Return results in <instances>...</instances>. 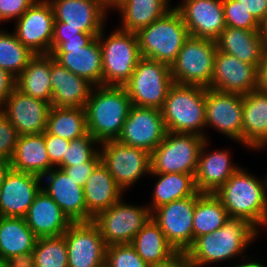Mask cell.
I'll list each match as a JSON object with an SVG mask.
<instances>
[{"label": "cell", "instance_id": "obj_1", "mask_svg": "<svg viewBox=\"0 0 267 267\" xmlns=\"http://www.w3.org/2000/svg\"><path fill=\"white\" fill-rule=\"evenodd\" d=\"M264 178L239 168L214 193L230 218L246 220L258 231L267 226V175Z\"/></svg>", "mask_w": 267, "mask_h": 267}, {"label": "cell", "instance_id": "obj_2", "mask_svg": "<svg viewBox=\"0 0 267 267\" xmlns=\"http://www.w3.org/2000/svg\"><path fill=\"white\" fill-rule=\"evenodd\" d=\"M258 233L246 220L229 218L221 228L197 237L184 254L200 267L217 264L245 253Z\"/></svg>", "mask_w": 267, "mask_h": 267}, {"label": "cell", "instance_id": "obj_3", "mask_svg": "<svg viewBox=\"0 0 267 267\" xmlns=\"http://www.w3.org/2000/svg\"><path fill=\"white\" fill-rule=\"evenodd\" d=\"M131 106L124 86H94L85 105L88 132L99 143L117 140Z\"/></svg>", "mask_w": 267, "mask_h": 267}, {"label": "cell", "instance_id": "obj_4", "mask_svg": "<svg viewBox=\"0 0 267 267\" xmlns=\"http://www.w3.org/2000/svg\"><path fill=\"white\" fill-rule=\"evenodd\" d=\"M205 97L204 87L173 83L161 109L166 130L197 134L208 140L203 132L206 127Z\"/></svg>", "mask_w": 267, "mask_h": 267}, {"label": "cell", "instance_id": "obj_5", "mask_svg": "<svg viewBox=\"0 0 267 267\" xmlns=\"http://www.w3.org/2000/svg\"><path fill=\"white\" fill-rule=\"evenodd\" d=\"M136 34L141 57L169 66L176 60L185 40L190 36L175 7Z\"/></svg>", "mask_w": 267, "mask_h": 267}, {"label": "cell", "instance_id": "obj_6", "mask_svg": "<svg viewBox=\"0 0 267 267\" xmlns=\"http://www.w3.org/2000/svg\"><path fill=\"white\" fill-rule=\"evenodd\" d=\"M104 30L97 36L102 51L103 85L124 86L141 58L137 34L118 27L105 38Z\"/></svg>", "mask_w": 267, "mask_h": 267}, {"label": "cell", "instance_id": "obj_7", "mask_svg": "<svg viewBox=\"0 0 267 267\" xmlns=\"http://www.w3.org/2000/svg\"><path fill=\"white\" fill-rule=\"evenodd\" d=\"M206 138L192 133H166L150 153V173L195 174Z\"/></svg>", "mask_w": 267, "mask_h": 267}, {"label": "cell", "instance_id": "obj_8", "mask_svg": "<svg viewBox=\"0 0 267 267\" xmlns=\"http://www.w3.org/2000/svg\"><path fill=\"white\" fill-rule=\"evenodd\" d=\"M216 51V41L189 36L170 66L173 83L210 88Z\"/></svg>", "mask_w": 267, "mask_h": 267}, {"label": "cell", "instance_id": "obj_9", "mask_svg": "<svg viewBox=\"0 0 267 267\" xmlns=\"http://www.w3.org/2000/svg\"><path fill=\"white\" fill-rule=\"evenodd\" d=\"M172 84L169 65L141 57L124 88L132 105L161 110Z\"/></svg>", "mask_w": 267, "mask_h": 267}, {"label": "cell", "instance_id": "obj_10", "mask_svg": "<svg viewBox=\"0 0 267 267\" xmlns=\"http://www.w3.org/2000/svg\"><path fill=\"white\" fill-rule=\"evenodd\" d=\"M150 219L151 211L146 205H131L120 198L93 218V222L98 226L105 244L110 246L131 244L134 236Z\"/></svg>", "mask_w": 267, "mask_h": 267}, {"label": "cell", "instance_id": "obj_11", "mask_svg": "<svg viewBox=\"0 0 267 267\" xmlns=\"http://www.w3.org/2000/svg\"><path fill=\"white\" fill-rule=\"evenodd\" d=\"M101 163L125 192L145 174H150V154L118 140L100 143Z\"/></svg>", "mask_w": 267, "mask_h": 267}, {"label": "cell", "instance_id": "obj_12", "mask_svg": "<svg viewBox=\"0 0 267 267\" xmlns=\"http://www.w3.org/2000/svg\"><path fill=\"white\" fill-rule=\"evenodd\" d=\"M196 201L197 194L164 204L151 212V218L178 253H185L193 244V213Z\"/></svg>", "mask_w": 267, "mask_h": 267}, {"label": "cell", "instance_id": "obj_13", "mask_svg": "<svg viewBox=\"0 0 267 267\" xmlns=\"http://www.w3.org/2000/svg\"><path fill=\"white\" fill-rule=\"evenodd\" d=\"M54 12L48 0H36L16 20V38L34 54H51Z\"/></svg>", "mask_w": 267, "mask_h": 267}, {"label": "cell", "instance_id": "obj_14", "mask_svg": "<svg viewBox=\"0 0 267 267\" xmlns=\"http://www.w3.org/2000/svg\"><path fill=\"white\" fill-rule=\"evenodd\" d=\"M68 267H105L107 245L93 222H73L63 234Z\"/></svg>", "mask_w": 267, "mask_h": 267}, {"label": "cell", "instance_id": "obj_15", "mask_svg": "<svg viewBox=\"0 0 267 267\" xmlns=\"http://www.w3.org/2000/svg\"><path fill=\"white\" fill-rule=\"evenodd\" d=\"M166 133L160 109L132 105L117 140L150 154Z\"/></svg>", "mask_w": 267, "mask_h": 267}, {"label": "cell", "instance_id": "obj_16", "mask_svg": "<svg viewBox=\"0 0 267 267\" xmlns=\"http://www.w3.org/2000/svg\"><path fill=\"white\" fill-rule=\"evenodd\" d=\"M243 123V95L206 88L205 124L241 142Z\"/></svg>", "mask_w": 267, "mask_h": 267}, {"label": "cell", "instance_id": "obj_17", "mask_svg": "<svg viewBox=\"0 0 267 267\" xmlns=\"http://www.w3.org/2000/svg\"><path fill=\"white\" fill-rule=\"evenodd\" d=\"M54 12V27L78 28L100 34L110 5L104 0H48Z\"/></svg>", "mask_w": 267, "mask_h": 267}, {"label": "cell", "instance_id": "obj_18", "mask_svg": "<svg viewBox=\"0 0 267 267\" xmlns=\"http://www.w3.org/2000/svg\"><path fill=\"white\" fill-rule=\"evenodd\" d=\"M50 108L48 102L25 95L15 88L0 111L22 136L45 132Z\"/></svg>", "mask_w": 267, "mask_h": 267}, {"label": "cell", "instance_id": "obj_19", "mask_svg": "<svg viewBox=\"0 0 267 267\" xmlns=\"http://www.w3.org/2000/svg\"><path fill=\"white\" fill-rule=\"evenodd\" d=\"M41 189L40 176L10 169L0 186V216L25 218Z\"/></svg>", "mask_w": 267, "mask_h": 267}, {"label": "cell", "instance_id": "obj_20", "mask_svg": "<svg viewBox=\"0 0 267 267\" xmlns=\"http://www.w3.org/2000/svg\"><path fill=\"white\" fill-rule=\"evenodd\" d=\"M174 7L190 36L216 41L226 28L222 0H183Z\"/></svg>", "mask_w": 267, "mask_h": 267}, {"label": "cell", "instance_id": "obj_21", "mask_svg": "<svg viewBox=\"0 0 267 267\" xmlns=\"http://www.w3.org/2000/svg\"><path fill=\"white\" fill-rule=\"evenodd\" d=\"M257 67L217 49L210 88L245 95L257 90Z\"/></svg>", "mask_w": 267, "mask_h": 267}, {"label": "cell", "instance_id": "obj_22", "mask_svg": "<svg viewBox=\"0 0 267 267\" xmlns=\"http://www.w3.org/2000/svg\"><path fill=\"white\" fill-rule=\"evenodd\" d=\"M47 179L42 189L58 204L72 222H87V207L83 187L60 168L54 167L41 177Z\"/></svg>", "mask_w": 267, "mask_h": 267}, {"label": "cell", "instance_id": "obj_23", "mask_svg": "<svg viewBox=\"0 0 267 267\" xmlns=\"http://www.w3.org/2000/svg\"><path fill=\"white\" fill-rule=\"evenodd\" d=\"M51 55L73 74L85 78L94 86L103 85L102 51L97 37L86 47H57Z\"/></svg>", "mask_w": 267, "mask_h": 267}, {"label": "cell", "instance_id": "obj_24", "mask_svg": "<svg viewBox=\"0 0 267 267\" xmlns=\"http://www.w3.org/2000/svg\"><path fill=\"white\" fill-rule=\"evenodd\" d=\"M52 106L57 108H85L94 87L88 80L70 72L51 55Z\"/></svg>", "mask_w": 267, "mask_h": 267}, {"label": "cell", "instance_id": "obj_25", "mask_svg": "<svg viewBox=\"0 0 267 267\" xmlns=\"http://www.w3.org/2000/svg\"><path fill=\"white\" fill-rule=\"evenodd\" d=\"M25 220L37 238L61 236L73 223L43 189L29 207Z\"/></svg>", "mask_w": 267, "mask_h": 267}, {"label": "cell", "instance_id": "obj_26", "mask_svg": "<svg viewBox=\"0 0 267 267\" xmlns=\"http://www.w3.org/2000/svg\"><path fill=\"white\" fill-rule=\"evenodd\" d=\"M208 143L205 140L201 147L194 176L199 193L214 194L240 167L233 165L228 150L207 153Z\"/></svg>", "mask_w": 267, "mask_h": 267}, {"label": "cell", "instance_id": "obj_27", "mask_svg": "<svg viewBox=\"0 0 267 267\" xmlns=\"http://www.w3.org/2000/svg\"><path fill=\"white\" fill-rule=\"evenodd\" d=\"M37 237L25 218L0 216V258L5 261L30 260Z\"/></svg>", "mask_w": 267, "mask_h": 267}, {"label": "cell", "instance_id": "obj_28", "mask_svg": "<svg viewBox=\"0 0 267 267\" xmlns=\"http://www.w3.org/2000/svg\"><path fill=\"white\" fill-rule=\"evenodd\" d=\"M242 144L257 151L267 146V92L243 95Z\"/></svg>", "mask_w": 267, "mask_h": 267}, {"label": "cell", "instance_id": "obj_29", "mask_svg": "<svg viewBox=\"0 0 267 267\" xmlns=\"http://www.w3.org/2000/svg\"><path fill=\"white\" fill-rule=\"evenodd\" d=\"M83 192L87 207V222L93 221V218L115 204L125 193L101 162L87 179Z\"/></svg>", "mask_w": 267, "mask_h": 267}, {"label": "cell", "instance_id": "obj_30", "mask_svg": "<svg viewBox=\"0 0 267 267\" xmlns=\"http://www.w3.org/2000/svg\"><path fill=\"white\" fill-rule=\"evenodd\" d=\"M10 163L12 170L40 177L52 170L55 166L46 150L45 132L19 136Z\"/></svg>", "mask_w": 267, "mask_h": 267}, {"label": "cell", "instance_id": "obj_31", "mask_svg": "<svg viewBox=\"0 0 267 267\" xmlns=\"http://www.w3.org/2000/svg\"><path fill=\"white\" fill-rule=\"evenodd\" d=\"M170 0H116L110 9L121 14L120 30L137 33L141 28L162 17L173 7Z\"/></svg>", "mask_w": 267, "mask_h": 267}, {"label": "cell", "instance_id": "obj_32", "mask_svg": "<svg viewBox=\"0 0 267 267\" xmlns=\"http://www.w3.org/2000/svg\"><path fill=\"white\" fill-rule=\"evenodd\" d=\"M216 43L219 51L233 55L240 61L255 65L257 68L266 50L258 31L227 26Z\"/></svg>", "mask_w": 267, "mask_h": 267}, {"label": "cell", "instance_id": "obj_33", "mask_svg": "<svg viewBox=\"0 0 267 267\" xmlns=\"http://www.w3.org/2000/svg\"><path fill=\"white\" fill-rule=\"evenodd\" d=\"M131 245L150 267L166 264L179 254L152 218L134 236Z\"/></svg>", "mask_w": 267, "mask_h": 267}, {"label": "cell", "instance_id": "obj_34", "mask_svg": "<svg viewBox=\"0 0 267 267\" xmlns=\"http://www.w3.org/2000/svg\"><path fill=\"white\" fill-rule=\"evenodd\" d=\"M51 54H35L16 78L21 93L48 102L52 106Z\"/></svg>", "mask_w": 267, "mask_h": 267}, {"label": "cell", "instance_id": "obj_35", "mask_svg": "<svg viewBox=\"0 0 267 267\" xmlns=\"http://www.w3.org/2000/svg\"><path fill=\"white\" fill-rule=\"evenodd\" d=\"M158 180L152 195V202L147 207L152 212L159 206L175 200L194 196L199 191L195 183V174L184 173H150Z\"/></svg>", "mask_w": 267, "mask_h": 267}, {"label": "cell", "instance_id": "obj_36", "mask_svg": "<svg viewBox=\"0 0 267 267\" xmlns=\"http://www.w3.org/2000/svg\"><path fill=\"white\" fill-rule=\"evenodd\" d=\"M221 200L213 193H197L193 213V242L201 235L212 233L229 220Z\"/></svg>", "mask_w": 267, "mask_h": 267}, {"label": "cell", "instance_id": "obj_37", "mask_svg": "<svg viewBox=\"0 0 267 267\" xmlns=\"http://www.w3.org/2000/svg\"><path fill=\"white\" fill-rule=\"evenodd\" d=\"M45 131L69 141L86 135L88 129L85 108L51 106Z\"/></svg>", "mask_w": 267, "mask_h": 267}, {"label": "cell", "instance_id": "obj_38", "mask_svg": "<svg viewBox=\"0 0 267 267\" xmlns=\"http://www.w3.org/2000/svg\"><path fill=\"white\" fill-rule=\"evenodd\" d=\"M34 55L14 33L0 29V68L17 78Z\"/></svg>", "mask_w": 267, "mask_h": 267}, {"label": "cell", "instance_id": "obj_39", "mask_svg": "<svg viewBox=\"0 0 267 267\" xmlns=\"http://www.w3.org/2000/svg\"><path fill=\"white\" fill-rule=\"evenodd\" d=\"M30 262L33 267H68L64 236L37 238Z\"/></svg>", "mask_w": 267, "mask_h": 267}, {"label": "cell", "instance_id": "obj_40", "mask_svg": "<svg viewBox=\"0 0 267 267\" xmlns=\"http://www.w3.org/2000/svg\"><path fill=\"white\" fill-rule=\"evenodd\" d=\"M96 145L100 146V143L89 132L80 138L71 140L62 161L57 166H74L92 162L99 155Z\"/></svg>", "mask_w": 267, "mask_h": 267}, {"label": "cell", "instance_id": "obj_41", "mask_svg": "<svg viewBox=\"0 0 267 267\" xmlns=\"http://www.w3.org/2000/svg\"><path fill=\"white\" fill-rule=\"evenodd\" d=\"M223 13L227 27L258 31L259 22L238 0H222Z\"/></svg>", "mask_w": 267, "mask_h": 267}, {"label": "cell", "instance_id": "obj_42", "mask_svg": "<svg viewBox=\"0 0 267 267\" xmlns=\"http://www.w3.org/2000/svg\"><path fill=\"white\" fill-rule=\"evenodd\" d=\"M105 267H150L131 244L107 246Z\"/></svg>", "mask_w": 267, "mask_h": 267}, {"label": "cell", "instance_id": "obj_43", "mask_svg": "<svg viewBox=\"0 0 267 267\" xmlns=\"http://www.w3.org/2000/svg\"><path fill=\"white\" fill-rule=\"evenodd\" d=\"M18 137L16 128L0 111V159L10 160L13 157Z\"/></svg>", "mask_w": 267, "mask_h": 267}, {"label": "cell", "instance_id": "obj_44", "mask_svg": "<svg viewBox=\"0 0 267 267\" xmlns=\"http://www.w3.org/2000/svg\"><path fill=\"white\" fill-rule=\"evenodd\" d=\"M36 0H0V23L17 20Z\"/></svg>", "mask_w": 267, "mask_h": 267}, {"label": "cell", "instance_id": "obj_45", "mask_svg": "<svg viewBox=\"0 0 267 267\" xmlns=\"http://www.w3.org/2000/svg\"><path fill=\"white\" fill-rule=\"evenodd\" d=\"M101 162L100 154L92 162H84L74 166H56L62 169L76 184L84 187L92 171Z\"/></svg>", "mask_w": 267, "mask_h": 267}, {"label": "cell", "instance_id": "obj_46", "mask_svg": "<svg viewBox=\"0 0 267 267\" xmlns=\"http://www.w3.org/2000/svg\"><path fill=\"white\" fill-rule=\"evenodd\" d=\"M70 145V141L45 131V146L51 163L56 167L63 159V155Z\"/></svg>", "mask_w": 267, "mask_h": 267}, {"label": "cell", "instance_id": "obj_47", "mask_svg": "<svg viewBox=\"0 0 267 267\" xmlns=\"http://www.w3.org/2000/svg\"><path fill=\"white\" fill-rule=\"evenodd\" d=\"M99 34H87L82 32L78 28L72 27H54L53 29V38H52V52L64 42H67V39L72 38H95Z\"/></svg>", "mask_w": 267, "mask_h": 267}, {"label": "cell", "instance_id": "obj_48", "mask_svg": "<svg viewBox=\"0 0 267 267\" xmlns=\"http://www.w3.org/2000/svg\"><path fill=\"white\" fill-rule=\"evenodd\" d=\"M16 78L9 72L0 68V107L6 102L8 96L13 92Z\"/></svg>", "mask_w": 267, "mask_h": 267}, {"label": "cell", "instance_id": "obj_49", "mask_svg": "<svg viewBox=\"0 0 267 267\" xmlns=\"http://www.w3.org/2000/svg\"><path fill=\"white\" fill-rule=\"evenodd\" d=\"M260 22L267 15V0H238Z\"/></svg>", "mask_w": 267, "mask_h": 267}, {"label": "cell", "instance_id": "obj_50", "mask_svg": "<svg viewBox=\"0 0 267 267\" xmlns=\"http://www.w3.org/2000/svg\"><path fill=\"white\" fill-rule=\"evenodd\" d=\"M257 89L262 92H267V49L264 52L262 61L257 68Z\"/></svg>", "mask_w": 267, "mask_h": 267}, {"label": "cell", "instance_id": "obj_51", "mask_svg": "<svg viewBox=\"0 0 267 267\" xmlns=\"http://www.w3.org/2000/svg\"><path fill=\"white\" fill-rule=\"evenodd\" d=\"M94 38H72L67 39V42L61 43L58 47H86Z\"/></svg>", "mask_w": 267, "mask_h": 267}, {"label": "cell", "instance_id": "obj_52", "mask_svg": "<svg viewBox=\"0 0 267 267\" xmlns=\"http://www.w3.org/2000/svg\"><path fill=\"white\" fill-rule=\"evenodd\" d=\"M175 267H200L197 263L190 261L184 253L175 257Z\"/></svg>", "mask_w": 267, "mask_h": 267}, {"label": "cell", "instance_id": "obj_53", "mask_svg": "<svg viewBox=\"0 0 267 267\" xmlns=\"http://www.w3.org/2000/svg\"><path fill=\"white\" fill-rule=\"evenodd\" d=\"M259 36L267 49V15L259 22Z\"/></svg>", "mask_w": 267, "mask_h": 267}, {"label": "cell", "instance_id": "obj_54", "mask_svg": "<svg viewBox=\"0 0 267 267\" xmlns=\"http://www.w3.org/2000/svg\"><path fill=\"white\" fill-rule=\"evenodd\" d=\"M11 163L10 160L0 159V186L4 181L5 175L10 171Z\"/></svg>", "mask_w": 267, "mask_h": 267}, {"label": "cell", "instance_id": "obj_55", "mask_svg": "<svg viewBox=\"0 0 267 267\" xmlns=\"http://www.w3.org/2000/svg\"><path fill=\"white\" fill-rule=\"evenodd\" d=\"M6 267H33L30 260L25 261H6Z\"/></svg>", "mask_w": 267, "mask_h": 267}, {"label": "cell", "instance_id": "obj_56", "mask_svg": "<svg viewBox=\"0 0 267 267\" xmlns=\"http://www.w3.org/2000/svg\"><path fill=\"white\" fill-rule=\"evenodd\" d=\"M233 267H267V265L265 266V265H263L262 263H260V262H258V261H255V260H253V261H248V262H246L245 260H244V262L241 264H236L235 266H233Z\"/></svg>", "mask_w": 267, "mask_h": 267}, {"label": "cell", "instance_id": "obj_57", "mask_svg": "<svg viewBox=\"0 0 267 267\" xmlns=\"http://www.w3.org/2000/svg\"><path fill=\"white\" fill-rule=\"evenodd\" d=\"M152 267H175V258H173L170 262L163 264V265H157Z\"/></svg>", "mask_w": 267, "mask_h": 267}, {"label": "cell", "instance_id": "obj_58", "mask_svg": "<svg viewBox=\"0 0 267 267\" xmlns=\"http://www.w3.org/2000/svg\"><path fill=\"white\" fill-rule=\"evenodd\" d=\"M0 267H6V261L0 258Z\"/></svg>", "mask_w": 267, "mask_h": 267}, {"label": "cell", "instance_id": "obj_59", "mask_svg": "<svg viewBox=\"0 0 267 267\" xmlns=\"http://www.w3.org/2000/svg\"><path fill=\"white\" fill-rule=\"evenodd\" d=\"M116 0H109V5H111L112 3H114Z\"/></svg>", "mask_w": 267, "mask_h": 267}]
</instances>
